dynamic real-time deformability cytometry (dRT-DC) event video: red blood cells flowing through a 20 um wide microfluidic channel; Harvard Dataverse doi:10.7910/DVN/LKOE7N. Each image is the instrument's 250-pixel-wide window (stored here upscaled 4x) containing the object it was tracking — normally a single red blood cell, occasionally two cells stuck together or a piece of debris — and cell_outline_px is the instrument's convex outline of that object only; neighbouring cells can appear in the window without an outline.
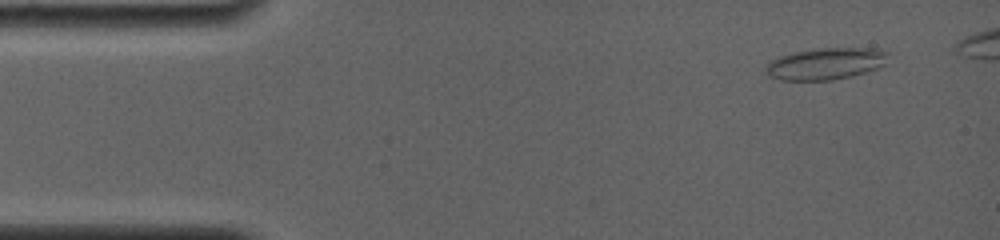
{"species": "common noctule bat (a hibernating species)", "species_latin": "Nyctalus noctula", "temperature_condition": "room temperature", "stored_images_in_passage": 28, "camera_frame_rate_fps": 4000, "um_per_image_px": 0.085, "animal": {"sex": "female", "body_mass_g": 19.0, "forearm_length_mm": 56.7}, "frame": {"image": 1, "passage_image": 2, "time_ms": 1.0, "image_size_px": [1000, 240], "cell_outline_px": [[888, 52], [884, 64], [876, 68], [852, 76], [832, 80], [780, 80], [768, 76], [764, 72], [764, 68], [768, 60], [792, 52], [816, 48], [880, 48]], "centroid_in_image_um": [70.11, 5.41], "position_along_channel_um": 14.9, "area_um2": 22.89}}
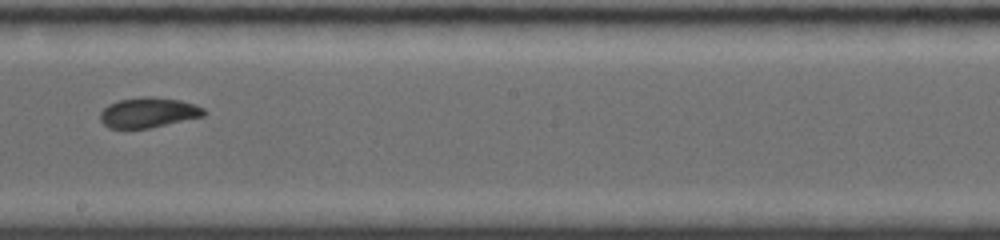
{"frame": {"image": 2, "passage_image": 14, "time_ms": 9.0, "image_size_px": [1000, 240], "cell_outline_px": [[208, 112], [204, 116], [148, 128], [108, 128], [100, 120], [100, 112], [108, 104], [120, 100], [144, 96], [152, 96], [180, 100], [196, 104], [204, 108]], "centroid_in_image_um": [12.63, 9.56], "position_along_channel_um": 235.6, "area_um2": 18.26}}
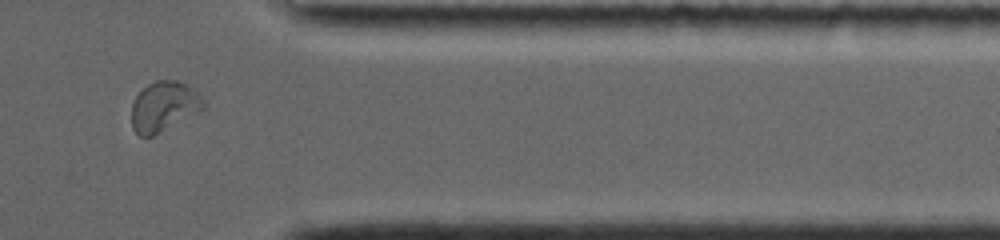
{"frame": {"image": 3, "passage_image": 24, "time_ms": 13.25, "image_size_px": [1000, 240], "cell_outline_px": [[204, 108], [152, 136], [140, 136], [132, 128], [132, 104], [136, 96], [148, 84], [156, 80], [176, 80], [192, 88], [200, 96], [204, 104]], "centroid_in_image_um": [13.89, 9.04], "position_along_channel_um": 397.5, "area_um2": 20.35}}